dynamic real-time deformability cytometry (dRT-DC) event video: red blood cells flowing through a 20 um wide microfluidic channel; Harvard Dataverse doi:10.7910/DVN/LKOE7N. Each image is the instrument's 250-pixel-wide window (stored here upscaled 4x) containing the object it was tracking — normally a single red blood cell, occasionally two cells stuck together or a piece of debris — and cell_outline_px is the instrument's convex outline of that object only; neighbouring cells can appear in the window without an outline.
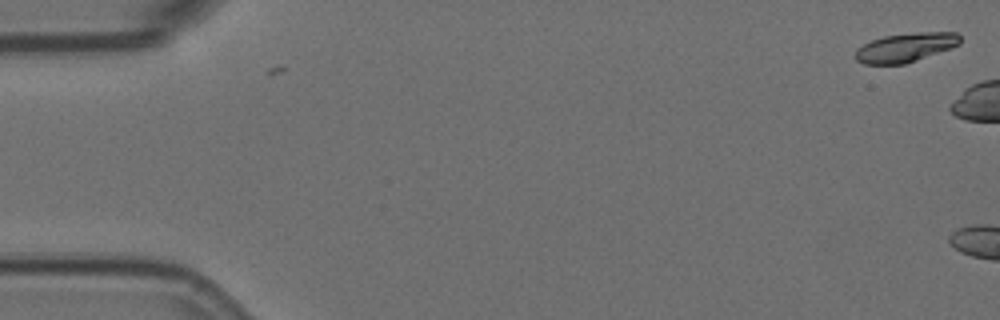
{"species": "Egyptian fruit bat (a non-hibernating species)", "species_latin": "Rousettus aegyptiacus", "temperature_condition": "room temperature", "stored_images_in_passage": 3, "camera_frame_rate_fps": 3000, "um_per_image_px": 0.085, "animal": {"sex": "female"}, "frame": {"image": 1, "passage_image": 3, "time_ms": 0.667, "image_size_px": [1000, 320], "cell_outline_px": [[960, 44], [952, 48], [904, 64], [864, 64], [856, 60], [856, 52], [864, 44], [872, 40], [884, 36], [920, 32], [956, 32], [960, 36]], "centroid_in_image_um": [77.01, 4.03], "position_along_channel_um": 8.0, "area_um2": 17.51}}